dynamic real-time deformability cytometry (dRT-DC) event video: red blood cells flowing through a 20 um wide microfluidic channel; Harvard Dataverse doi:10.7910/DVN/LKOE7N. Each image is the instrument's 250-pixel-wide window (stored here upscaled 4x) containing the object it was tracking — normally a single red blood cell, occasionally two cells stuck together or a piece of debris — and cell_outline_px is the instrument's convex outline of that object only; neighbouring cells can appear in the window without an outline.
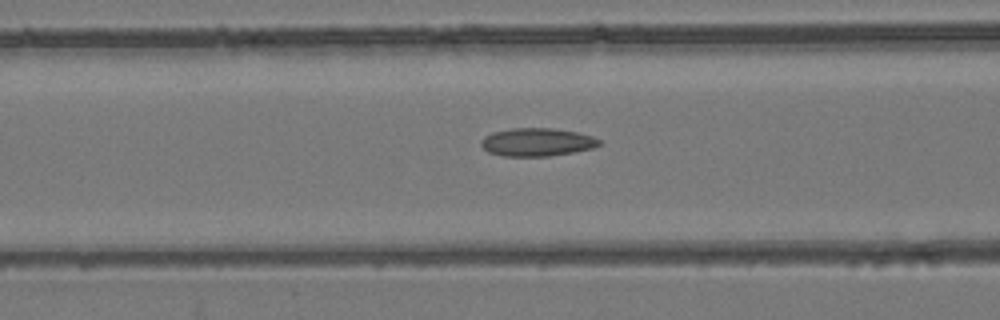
{"species": "common noctule bat (a hibernating species)", "species_latin": "Nyctalus noctula", "temperature_condition": "room temperature", "stored_images_in_passage": 47, "camera_frame_rate_fps": 3000, "um_per_image_px": 0.085, "animal": {"sex": "female", "body_mass_g": 24.6, "forearm_length_mm": 56.2}, "frame": {"image": 1, "passage_image": 22, "time_ms": 7.0, "image_size_px": [1000, 320], "cell_outline_px": [[600, 144], [592, 148], [572, 152], [548, 156], [504, 156], [488, 152], [480, 144], [480, 140], [484, 136], [492, 132], [512, 128], [552, 128], [576, 132], [592, 136], [600, 140]], "centroid_in_image_um": [45.6, 12.07], "position_along_channel_um": 121.0, "area_um2": 19.25}}
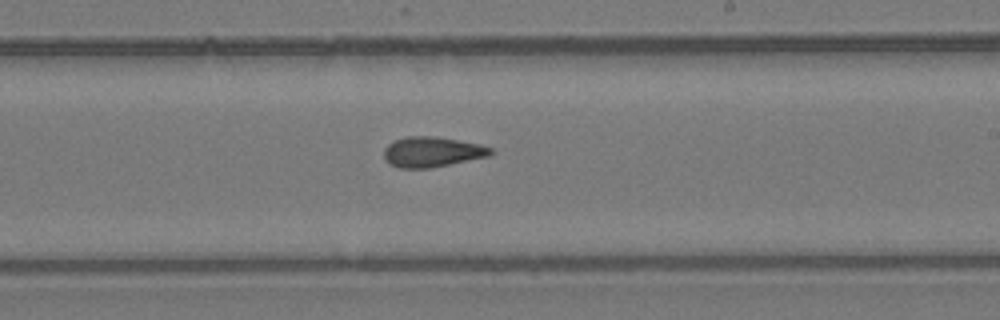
{"frame": {"image": 2, "passage_image": 32, "time_ms": 10.333, "image_size_px": [1000, 320], "cell_outline_px": [[496, 152], [488, 156], [428, 168], [400, 168], [388, 164], [384, 160], [384, 148], [388, 144], [396, 140], [408, 136], [432, 136], [480, 144], [492, 148]], "centroid_in_image_um": [36.7, 12.91], "position_along_channel_um": 252.3, "area_um2": 18.67}}
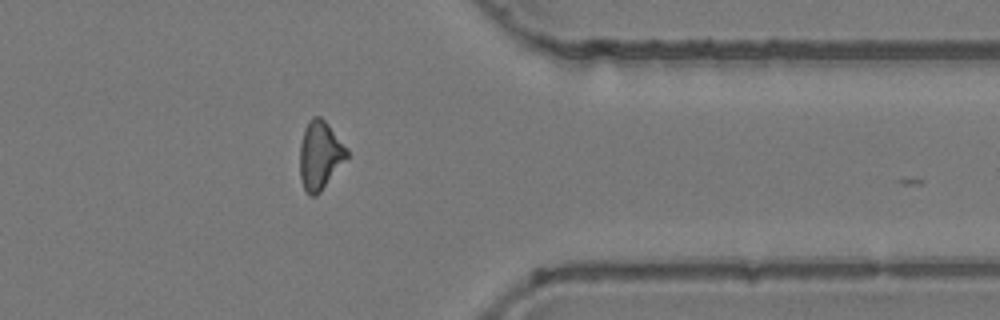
{"frame": {"image": 3, "passage_image": 43, "time_ms": 14.0, "image_size_px": [1000, 320], "cell_outline_px": [[348, 156], [320, 192], [316, 196], [308, 196], [304, 188], [300, 176], [300, 144], [304, 128], [308, 120], [312, 116], [320, 116], [328, 124], [348, 148]], "centroid_in_image_um": [27.18, 13.18], "position_along_channel_um": 384.2, "area_um2": 18.73}, "authors_computed_cell_mechanics": {"area_um2": 19.074, "velocity_mm_per_s": 3.9351, "shape_relaxation_time_tau1_ms": null, "shape_relaxation_time_tau2_ms": 2.8486, "deformation_change_tau1": null, "deformation_change_tau2": 0.0989}}